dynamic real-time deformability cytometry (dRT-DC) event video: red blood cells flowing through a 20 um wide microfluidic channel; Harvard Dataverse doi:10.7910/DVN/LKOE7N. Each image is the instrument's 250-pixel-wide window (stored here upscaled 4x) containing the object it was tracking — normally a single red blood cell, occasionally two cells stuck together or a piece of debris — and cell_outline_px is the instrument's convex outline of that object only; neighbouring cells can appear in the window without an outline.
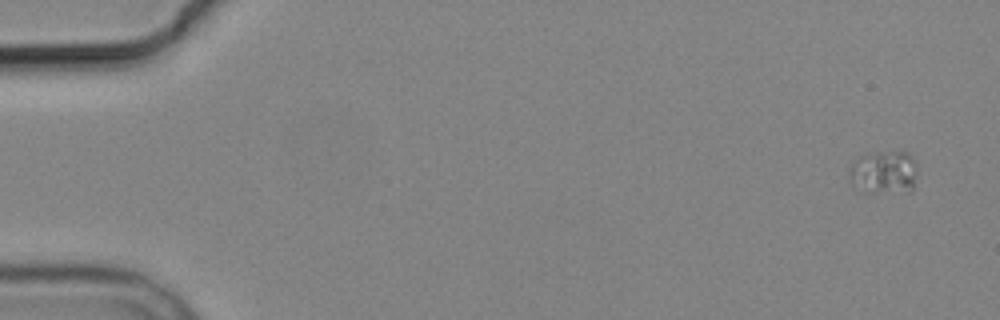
{"species": "common noctule bat (a hibernating species)", "species_latin": "Nyctalus noctula", "temperature_condition": "cold", "stored_images_in_passage": 6, "camera_frame_rate_fps": 3000, "um_per_image_px": 0.085, "animal": {"sex": "male", "body_mass_g": 19.2, "forearm_length_mm": 51.8}, "frame": {"image": 1, "passage_image": 1, "time_ms": 0.0, "image_size_px": [1000, 320], "cell_outline_px": [[916, 172], [912, 192], [864, 192], [852, 184], [848, 176], [848, 172], [852, 164], [860, 156], [876, 152], [908, 152], [912, 156], [916, 164]], "centroid_in_image_um": [75.13, 14.65], "position_along_channel_um": 9.9, "area_um2": 17.22}}
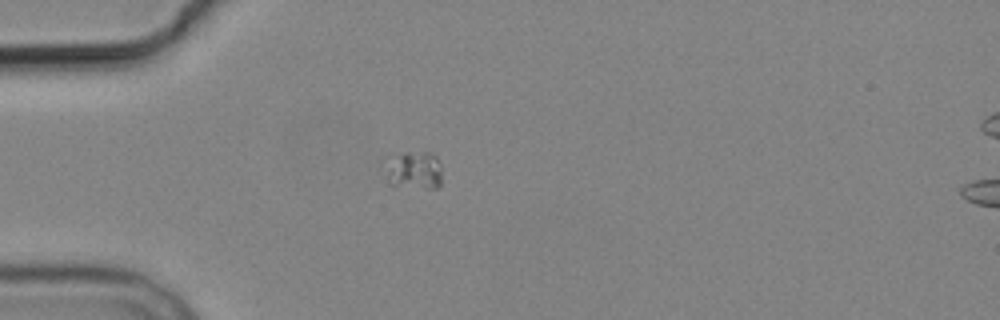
{"frame": {"image": 2, "passage_image": 5, "time_ms": 4.667, "image_size_px": [1000, 320], "cell_outline_px": [[440, 184], [436, 188], [392, 188], [388, 172], [400, 156], [404, 152], [432, 152], [436, 156], [440, 164]], "centroid_in_image_um": [35.34, 14.54], "position_along_channel_um": 49.7, "area_um2": 11.85}}